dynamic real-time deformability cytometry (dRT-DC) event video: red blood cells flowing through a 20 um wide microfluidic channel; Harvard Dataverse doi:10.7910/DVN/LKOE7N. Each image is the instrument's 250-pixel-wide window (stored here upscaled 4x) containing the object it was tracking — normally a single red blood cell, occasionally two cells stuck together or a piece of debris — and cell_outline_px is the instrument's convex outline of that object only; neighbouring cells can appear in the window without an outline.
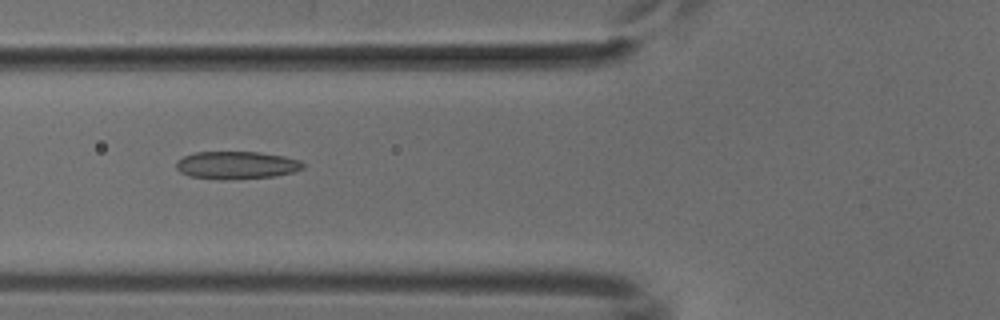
{"species": "common noctule bat (a hibernating species)", "species_latin": "Nyctalus noctula", "temperature_condition": "cold", "stored_images_in_passage": 40, "camera_frame_rate_fps": 3000, "um_per_image_px": 0.085, "animal": {"sex": "male", "body_mass_g": 18.8}, "frame": {"image": 1, "passage_image": 8, "time_ms": 2.333, "image_size_px": [1000, 320], "cell_outline_px": [[304, 168], [292, 172], [276, 176], [224, 180], [220, 180], [188, 176], [180, 172], [176, 168], [176, 160], [184, 156], [196, 152], [260, 152], [284, 156], [300, 160], [304, 164]], "centroid_in_image_um": [20.09, 14.04], "position_along_channel_um": 105.7, "area_um2": 20.63}}
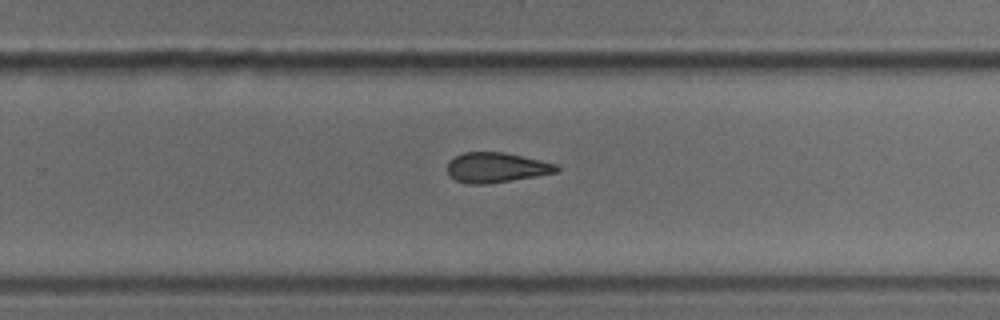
{"frame": {"image": 2, "passage_image": 22, "time_ms": 7.0, "image_size_px": [1000, 320], "cell_outline_px": [[560, 168], [556, 172], [536, 176], [488, 184], [464, 184], [448, 176], [448, 160], [464, 152], [504, 152], [540, 160], [556, 164]], "centroid_in_image_um": [42.14, 14.25], "position_along_channel_um": 287.7, "area_um2": 19.13}}
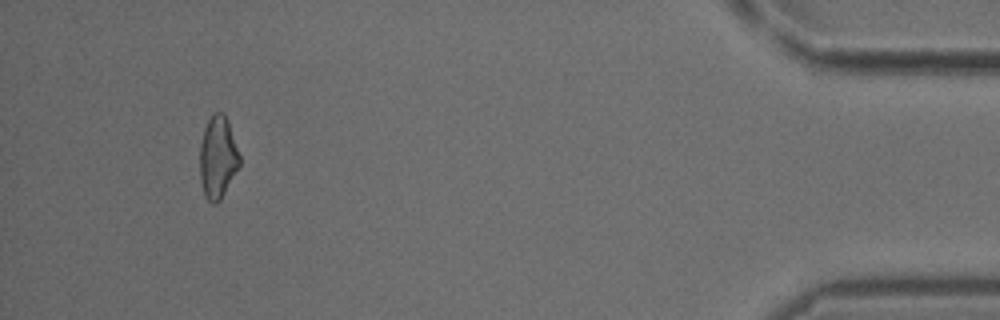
{"frame": {"image": 3, "passage_image": 37, "time_ms": 12.0, "image_size_px": [1000, 320], "cell_outline_px": [[240, 164], [220, 200], [216, 204], [212, 204], [204, 196], [200, 180], [200, 144], [204, 128], [212, 112], [224, 112], [228, 120], [240, 156]], "centroid_in_image_um": [18.5, 13.36], "position_along_channel_um": 416.7, "area_um2": 19.13}}